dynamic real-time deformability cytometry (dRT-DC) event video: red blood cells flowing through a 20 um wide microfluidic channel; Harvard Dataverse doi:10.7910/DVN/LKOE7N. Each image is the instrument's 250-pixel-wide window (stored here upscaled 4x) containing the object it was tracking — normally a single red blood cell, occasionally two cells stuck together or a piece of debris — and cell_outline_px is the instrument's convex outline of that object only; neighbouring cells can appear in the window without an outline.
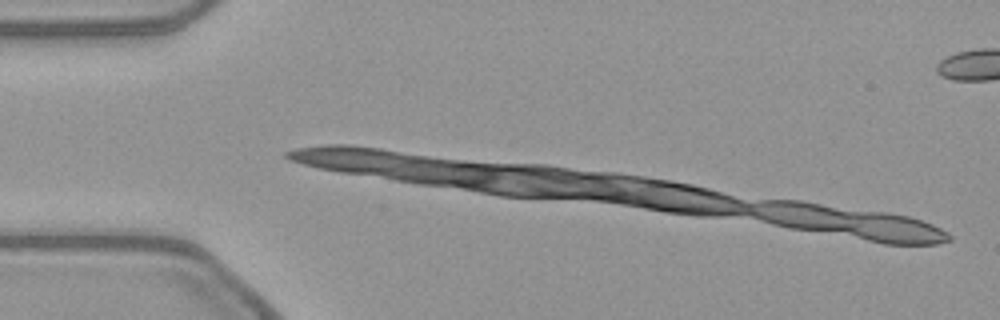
{"species": "common noctule bat (a hibernating species)", "species_latin": "Nyctalus noctula", "temperature_condition": "warm", "stored_images_in_passage": 4, "camera_frame_rate_fps": 3000, "um_per_image_px": 0.085, "animal": {"sex": "female", "body_mass_g": 21.9}, "frame": {"image": 1, "passage_image": 3, "time_ms": 0.667, "image_size_px": [1000, 320], "cell_outline_px": [[936, 240], [924, 244], [900, 244], [804, 228], [784, 224], [816, 208], [824, 208], [924, 224], [932, 228]], "centroid_in_image_um": [73.53, 19.26], "position_along_channel_um": 11.5, "area_um2": 21.79}}